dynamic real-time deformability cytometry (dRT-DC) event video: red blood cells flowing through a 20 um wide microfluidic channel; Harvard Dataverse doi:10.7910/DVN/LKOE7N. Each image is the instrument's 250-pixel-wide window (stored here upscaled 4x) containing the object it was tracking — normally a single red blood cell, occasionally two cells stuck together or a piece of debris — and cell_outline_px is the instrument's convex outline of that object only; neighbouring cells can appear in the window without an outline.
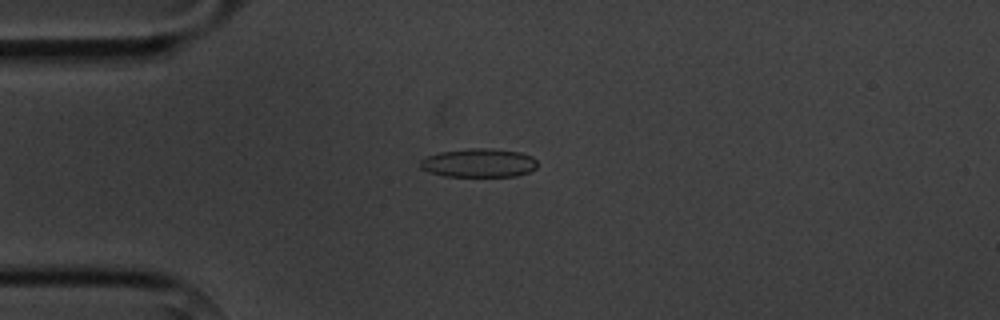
{"species": "common noctule bat (a hibernating species)", "species_latin": "Nyctalus noctula", "temperature_condition": "cold", "stored_images_in_passage": 6, "camera_frame_rate_fps": 3000, "um_per_image_px": 0.085, "animal": {"sex": "male", "body_mass_g": 20.1, "forearm_length_mm": 53.5}, "frame": {"image": 1, "passage_image": 4, "time_ms": 3.333, "image_size_px": [1000, 320], "cell_outline_px": [[536, 168], [528, 172], [516, 176], [444, 176], [420, 168], [420, 160], [428, 156], [440, 152], [468, 148], [488, 148], [520, 152], [532, 156], [536, 160]], "centroid_in_image_um": [40.71, 13.84], "position_along_channel_um": 44.3, "area_um2": 19.48}}
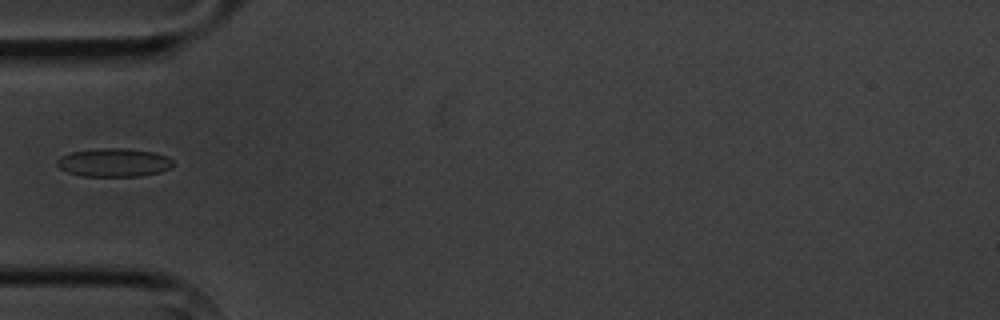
{"frame": {"image": 2, "passage_image": 5, "time_ms": 4.667, "image_size_px": [1000, 320], "cell_outline_px": [[176, 164], [172, 168], [160, 172], [140, 176], [84, 176], [68, 172], [60, 168], [56, 164], [56, 160], [60, 156], [72, 152], [100, 148], [124, 148], [156, 152], [172, 160]], "centroid_in_image_um": [9.71, 13.81], "position_along_channel_um": 75.3, "area_um2": 19.31}}
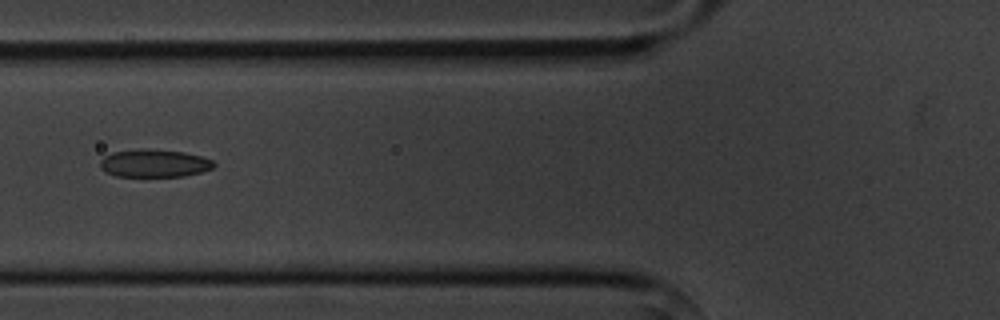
{"frame": {"image": 3, "passage_image": 6, "time_ms": 5.667, "image_size_px": [1000, 320], "cell_outline_px": [[216, 164], [212, 168], [200, 172], [184, 176], [116, 176], [104, 172], [100, 168], [100, 160], [104, 156], [112, 152], [144, 148], [148, 148], [184, 152], [200, 156], [212, 160]], "centroid_in_image_um": [13.07, 13.87], "position_along_channel_um": 112.7, "area_um2": 18.5}}